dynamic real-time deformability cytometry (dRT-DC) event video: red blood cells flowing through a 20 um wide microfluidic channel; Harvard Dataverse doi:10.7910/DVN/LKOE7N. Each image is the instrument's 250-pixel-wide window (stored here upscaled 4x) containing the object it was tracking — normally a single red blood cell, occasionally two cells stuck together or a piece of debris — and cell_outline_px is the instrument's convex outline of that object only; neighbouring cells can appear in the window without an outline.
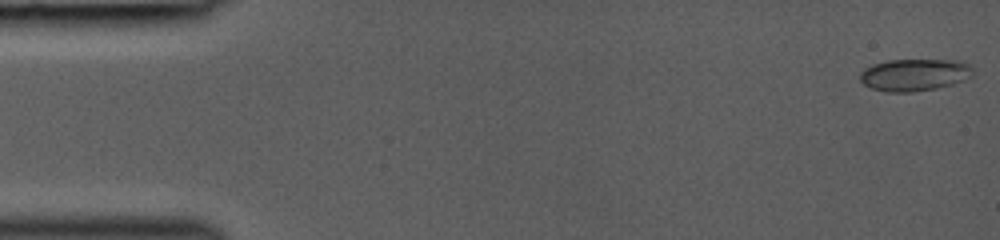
{"species": "common noctule bat (a hibernating species)", "species_latin": "Nyctalus noctula", "temperature_condition": "room temperature", "stored_images_in_passage": 39, "camera_frame_rate_fps": 3000, "um_per_image_px": 0.085, "animal": {"sex": "female", "body_mass_g": 19.0, "forearm_length_mm": 53.3}, "frame": {"image": 1, "passage_image": 1, "time_ms": 0.0, "image_size_px": [1000, 240], "cell_outline_px": [[972, 76], [964, 80], [952, 84], [936, 88], [912, 92], [884, 92], [872, 88], [864, 84], [860, 80], [860, 72], [864, 68], [872, 64], [888, 60], [956, 60], [968, 64], [972, 68]], "centroid_in_image_um": [77.7, 6.36], "position_along_channel_um": 7.3, "area_um2": 21.15}}
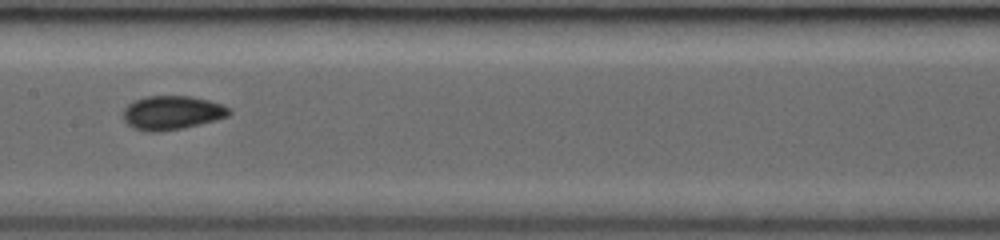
{"frame": {"image": 2, "passage_image": 23, "time_ms": 7.333, "image_size_px": [1000, 240], "cell_outline_px": [[232, 112], [228, 116], [216, 120], [184, 128], [160, 132], [148, 132], [132, 128], [124, 120], [124, 108], [132, 100], [144, 96], [192, 96], [208, 100], [232, 108]], "centroid_in_image_um": [14.61, 9.58], "position_along_channel_um": 192.8, "area_um2": 21.21}}
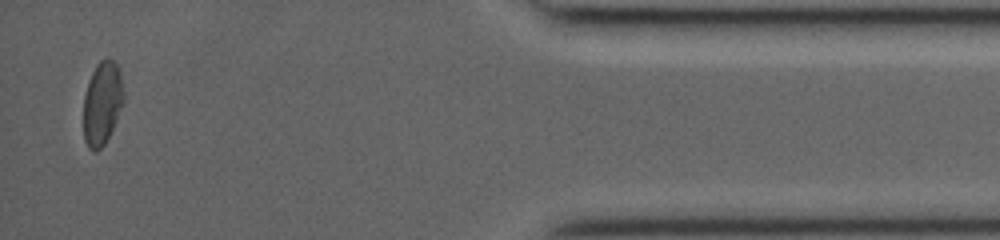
{"frame": {"image": 3, "passage_image": 39, "time_ms": 12.667, "image_size_px": [1000, 240], "cell_outline_px": [[124, 100], [116, 120], [104, 144], [96, 152], [92, 152], [88, 148], [84, 140], [84, 96], [88, 80], [96, 64], [104, 56], [108, 56], [116, 64], [120, 72], [124, 92]], "centroid_in_image_um": [8.68, 8.73], "position_along_channel_um": 426.5, "area_um2": 19.65}}